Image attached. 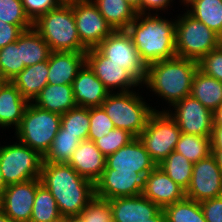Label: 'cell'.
<instances>
[{
    "instance_id": "6da1fadb",
    "label": "cell",
    "mask_w": 222,
    "mask_h": 222,
    "mask_svg": "<svg viewBox=\"0 0 222 222\" xmlns=\"http://www.w3.org/2000/svg\"><path fill=\"white\" fill-rule=\"evenodd\" d=\"M39 178L55 198L62 215H79L95 196L94 183L68 164L42 162Z\"/></svg>"
},
{
    "instance_id": "7a4b0ae2",
    "label": "cell",
    "mask_w": 222,
    "mask_h": 222,
    "mask_svg": "<svg viewBox=\"0 0 222 222\" xmlns=\"http://www.w3.org/2000/svg\"><path fill=\"white\" fill-rule=\"evenodd\" d=\"M154 14H137L126 29L147 66L176 56V20Z\"/></svg>"
},
{
    "instance_id": "3957f363",
    "label": "cell",
    "mask_w": 222,
    "mask_h": 222,
    "mask_svg": "<svg viewBox=\"0 0 222 222\" xmlns=\"http://www.w3.org/2000/svg\"><path fill=\"white\" fill-rule=\"evenodd\" d=\"M197 70L198 61L175 56L149 64L142 85L172 106L190 96L193 77Z\"/></svg>"
},
{
    "instance_id": "277c9868",
    "label": "cell",
    "mask_w": 222,
    "mask_h": 222,
    "mask_svg": "<svg viewBox=\"0 0 222 222\" xmlns=\"http://www.w3.org/2000/svg\"><path fill=\"white\" fill-rule=\"evenodd\" d=\"M33 28L41 35L51 51L87 52L81 44L73 14V0L39 16Z\"/></svg>"
},
{
    "instance_id": "5b68a950",
    "label": "cell",
    "mask_w": 222,
    "mask_h": 222,
    "mask_svg": "<svg viewBox=\"0 0 222 222\" xmlns=\"http://www.w3.org/2000/svg\"><path fill=\"white\" fill-rule=\"evenodd\" d=\"M101 107L116 128L126 130L134 137H139L156 111L135 91L110 93Z\"/></svg>"
},
{
    "instance_id": "8992f818",
    "label": "cell",
    "mask_w": 222,
    "mask_h": 222,
    "mask_svg": "<svg viewBox=\"0 0 222 222\" xmlns=\"http://www.w3.org/2000/svg\"><path fill=\"white\" fill-rule=\"evenodd\" d=\"M60 126L61 115L43 110L29 102L15 135L18 141L36 150L43 157L50 149Z\"/></svg>"
},
{
    "instance_id": "52a82bcc",
    "label": "cell",
    "mask_w": 222,
    "mask_h": 222,
    "mask_svg": "<svg viewBox=\"0 0 222 222\" xmlns=\"http://www.w3.org/2000/svg\"><path fill=\"white\" fill-rule=\"evenodd\" d=\"M176 56L199 61L220 46L219 35L187 11L176 19Z\"/></svg>"
},
{
    "instance_id": "ba28073f",
    "label": "cell",
    "mask_w": 222,
    "mask_h": 222,
    "mask_svg": "<svg viewBox=\"0 0 222 222\" xmlns=\"http://www.w3.org/2000/svg\"><path fill=\"white\" fill-rule=\"evenodd\" d=\"M181 133L175 120L162 108L152 113L138 138L158 165L175 150Z\"/></svg>"
},
{
    "instance_id": "9c48e42d",
    "label": "cell",
    "mask_w": 222,
    "mask_h": 222,
    "mask_svg": "<svg viewBox=\"0 0 222 222\" xmlns=\"http://www.w3.org/2000/svg\"><path fill=\"white\" fill-rule=\"evenodd\" d=\"M17 142L0 146L1 172L7 186L40 177L43 157L36 150Z\"/></svg>"
},
{
    "instance_id": "30bf717a",
    "label": "cell",
    "mask_w": 222,
    "mask_h": 222,
    "mask_svg": "<svg viewBox=\"0 0 222 222\" xmlns=\"http://www.w3.org/2000/svg\"><path fill=\"white\" fill-rule=\"evenodd\" d=\"M106 58L127 70L141 85L147 65L141 59L132 37L126 30H114L96 47Z\"/></svg>"
},
{
    "instance_id": "8fae6325",
    "label": "cell",
    "mask_w": 222,
    "mask_h": 222,
    "mask_svg": "<svg viewBox=\"0 0 222 222\" xmlns=\"http://www.w3.org/2000/svg\"><path fill=\"white\" fill-rule=\"evenodd\" d=\"M73 14L81 44L96 48L113 31L92 0H73Z\"/></svg>"
},
{
    "instance_id": "7c38bea8",
    "label": "cell",
    "mask_w": 222,
    "mask_h": 222,
    "mask_svg": "<svg viewBox=\"0 0 222 222\" xmlns=\"http://www.w3.org/2000/svg\"><path fill=\"white\" fill-rule=\"evenodd\" d=\"M172 106V110L167 109L166 111L178 124L182 133L198 136L212 135L214 126L213 112L199 100L188 96Z\"/></svg>"
},
{
    "instance_id": "4fadbf2b",
    "label": "cell",
    "mask_w": 222,
    "mask_h": 222,
    "mask_svg": "<svg viewBox=\"0 0 222 222\" xmlns=\"http://www.w3.org/2000/svg\"><path fill=\"white\" fill-rule=\"evenodd\" d=\"M222 196V170L211 153L193 163V171L185 197L196 202Z\"/></svg>"
},
{
    "instance_id": "5bb4252c",
    "label": "cell",
    "mask_w": 222,
    "mask_h": 222,
    "mask_svg": "<svg viewBox=\"0 0 222 222\" xmlns=\"http://www.w3.org/2000/svg\"><path fill=\"white\" fill-rule=\"evenodd\" d=\"M144 181L143 173L117 172L106 166L100 178L94 183L95 196L105 200L138 196L143 193Z\"/></svg>"
},
{
    "instance_id": "9a60e30c",
    "label": "cell",
    "mask_w": 222,
    "mask_h": 222,
    "mask_svg": "<svg viewBox=\"0 0 222 222\" xmlns=\"http://www.w3.org/2000/svg\"><path fill=\"white\" fill-rule=\"evenodd\" d=\"M85 63L104 84L110 93L133 91L134 87L142 85L123 67L110 62L97 48H91L85 53ZM131 89V90H130Z\"/></svg>"
},
{
    "instance_id": "2e32d148",
    "label": "cell",
    "mask_w": 222,
    "mask_h": 222,
    "mask_svg": "<svg viewBox=\"0 0 222 222\" xmlns=\"http://www.w3.org/2000/svg\"><path fill=\"white\" fill-rule=\"evenodd\" d=\"M40 178L8 185L0 197V209L15 222H30Z\"/></svg>"
},
{
    "instance_id": "e0dca14e",
    "label": "cell",
    "mask_w": 222,
    "mask_h": 222,
    "mask_svg": "<svg viewBox=\"0 0 222 222\" xmlns=\"http://www.w3.org/2000/svg\"><path fill=\"white\" fill-rule=\"evenodd\" d=\"M106 166L117 172H137L145 176L157 165L138 137L106 157Z\"/></svg>"
},
{
    "instance_id": "ac0fdd59",
    "label": "cell",
    "mask_w": 222,
    "mask_h": 222,
    "mask_svg": "<svg viewBox=\"0 0 222 222\" xmlns=\"http://www.w3.org/2000/svg\"><path fill=\"white\" fill-rule=\"evenodd\" d=\"M142 195L161 209L185 197V191L159 166L145 176Z\"/></svg>"
},
{
    "instance_id": "d6986e66",
    "label": "cell",
    "mask_w": 222,
    "mask_h": 222,
    "mask_svg": "<svg viewBox=\"0 0 222 222\" xmlns=\"http://www.w3.org/2000/svg\"><path fill=\"white\" fill-rule=\"evenodd\" d=\"M113 222L149 221L161 208L142 194L132 197H119L109 200Z\"/></svg>"
},
{
    "instance_id": "ffe728a7",
    "label": "cell",
    "mask_w": 222,
    "mask_h": 222,
    "mask_svg": "<svg viewBox=\"0 0 222 222\" xmlns=\"http://www.w3.org/2000/svg\"><path fill=\"white\" fill-rule=\"evenodd\" d=\"M72 86L74 99L79 107H99L110 94L86 63L78 71Z\"/></svg>"
},
{
    "instance_id": "44dd1931",
    "label": "cell",
    "mask_w": 222,
    "mask_h": 222,
    "mask_svg": "<svg viewBox=\"0 0 222 222\" xmlns=\"http://www.w3.org/2000/svg\"><path fill=\"white\" fill-rule=\"evenodd\" d=\"M68 165L80 176L95 183L106 167V156L96 147L94 141L84 140L73 152Z\"/></svg>"
},
{
    "instance_id": "7402d4cb",
    "label": "cell",
    "mask_w": 222,
    "mask_h": 222,
    "mask_svg": "<svg viewBox=\"0 0 222 222\" xmlns=\"http://www.w3.org/2000/svg\"><path fill=\"white\" fill-rule=\"evenodd\" d=\"M85 53L52 51L48 58V84H73L85 64Z\"/></svg>"
},
{
    "instance_id": "603a6c76",
    "label": "cell",
    "mask_w": 222,
    "mask_h": 222,
    "mask_svg": "<svg viewBox=\"0 0 222 222\" xmlns=\"http://www.w3.org/2000/svg\"><path fill=\"white\" fill-rule=\"evenodd\" d=\"M28 103L17 87L11 81H6L0 89V127L9 129L15 126L16 130Z\"/></svg>"
},
{
    "instance_id": "cb8c5ba5",
    "label": "cell",
    "mask_w": 222,
    "mask_h": 222,
    "mask_svg": "<svg viewBox=\"0 0 222 222\" xmlns=\"http://www.w3.org/2000/svg\"><path fill=\"white\" fill-rule=\"evenodd\" d=\"M31 103L59 115L77 107L72 84H47Z\"/></svg>"
},
{
    "instance_id": "d4e9b609",
    "label": "cell",
    "mask_w": 222,
    "mask_h": 222,
    "mask_svg": "<svg viewBox=\"0 0 222 222\" xmlns=\"http://www.w3.org/2000/svg\"><path fill=\"white\" fill-rule=\"evenodd\" d=\"M48 60L25 67L11 82L20 91L23 98L32 102L48 84Z\"/></svg>"
},
{
    "instance_id": "484cf974",
    "label": "cell",
    "mask_w": 222,
    "mask_h": 222,
    "mask_svg": "<svg viewBox=\"0 0 222 222\" xmlns=\"http://www.w3.org/2000/svg\"><path fill=\"white\" fill-rule=\"evenodd\" d=\"M190 96L214 112L222 105V81H218L198 69L193 77Z\"/></svg>"
},
{
    "instance_id": "4316f807",
    "label": "cell",
    "mask_w": 222,
    "mask_h": 222,
    "mask_svg": "<svg viewBox=\"0 0 222 222\" xmlns=\"http://www.w3.org/2000/svg\"><path fill=\"white\" fill-rule=\"evenodd\" d=\"M100 14L114 30H126L137 12L125 0H92Z\"/></svg>"
},
{
    "instance_id": "83f0119b",
    "label": "cell",
    "mask_w": 222,
    "mask_h": 222,
    "mask_svg": "<svg viewBox=\"0 0 222 222\" xmlns=\"http://www.w3.org/2000/svg\"><path fill=\"white\" fill-rule=\"evenodd\" d=\"M51 52L48 44L34 28L21 34V55L25 67L48 60Z\"/></svg>"
},
{
    "instance_id": "f1b7e54d",
    "label": "cell",
    "mask_w": 222,
    "mask_h": 222,
    "mask_svg": "<svg viewBox=\"0 0 222 222\" xmlns=\"http://www.w3.org/2000/svg\"><path fill=\"white\" fill-rule=\"evenodd\" d=\"M186 11L218 35L222 32V0H195Z\"/></svg>"
},
{
    "instance_id": "f546056e",
    "label": "cell",
    "mask_w": 222,
    "mask_h": 222,
    "mask_svg": "<svg viewBox=\"0 0 222 222\" xmlns=\"http://www.w3.org/2000/svg\"><path fill=\"white\" fill-rule=\"evenodd\" d=\"M81 143L77 135L65 133V129L60 126L50 149L43 156V162L55 164H68L73 152Z\"/></svg>"
},
{
    "instance_id": "4dcf8cb0",
    "label": "cell",
    "mask_w": 222,
    "mask_h": 222,
    "mask_svg": "<svg viewBox=\"0 0 222 222\" xmlns=\"http://www.w3.org/2000/svg\"><path fill=\"white\" fill-rule=\"evenodd\" d=\"M157 166L186 192L193 171V163L190 160L173 151Z\"/></svg>"
},
{
    "instance_id": "1f68e13d",
    "label": "cell",
    "mask_w": 222,
    "mask_h": 222,
    "mask_svg": "<svg viewBox=\"0 0 222 222\" xmlns=\"http://www.w3.org/2000/svg\"><path fill=\"white\" fill-rule=\"evenodd\" d=\"M166 222H206L200 202L184 197L163 208Z\"/></svg>"
},
{
    "instance_id": "d6a6232c",
    "label": "cell",
    "mask_w": 222,
    "mask_h": 222,
    "mask_svg": "<svg viewBox=\"0 0 222 222\" xmlns=\"http://www.w3.org/2000/svg\"><path fill=\"white\" fill-rule=\"evenodd\" d=\"M174 151L181 153L192 163H196L212 153L211 136L181 133Z\"/></svg>"
},
{
    "instance_id": "836d02e7",
    "label": "cell",
    "mask_w": 222,
    "mask_h": 222,
    "mask_svg": "<svg viewBox=\"0 0 222 222\" xmlns=\"http://www.w3.org/2000/svg\"><path fill=\"white\" fill-rule=\"evenodd\" d=\"M25 65L21 55V35L18 40L0 49V78L11 81Z\"/></svg>"
},
{
    "instance_id": "e575fe53",
    "label": "cell",
    "mask_w": 222,
    "mask_h": 222,
    "mask_svg": "<svg viewBox=\"0 0 222 222\" xmlns=\"http://www.w3.org/2000/svg\"><path fill=\"white\" fill-rule=\"evenodd\" d=\"M60 214L55 198L42 184L37 188L30 222H50Z\"/></svg>"
},
{
    "instance_id": "d590c367",
    "label": "cell",
    "mask_w": 222,
    "mask_h": 222,
    "mask_svg": "<svg viewBox=\"0 0 222 222\" xmlns=\"http://www.w3.org/2000/svg\"><path fill=\"white\" fill-rule=\"evenodd\" d=\"M61 126L65 129V133L77 135L81 140H87L90 120L89 108L75 107L61 115Z\"/></svg>"
},
{
    "instance_id": "8d00e7d4",
    "label": "cell",
    "mask_w": 222,
    "mask_h": 222,
    "mask_svg": "<svg viewBox=\"0 0 222 222\" xmlns=\"http://www.w3.org/2000/svg\"><path fill=\"white\" fill-rule=\"evenodd\" d=\"M0 20L18 25L23 31L33 28V22L26 15L21 0H0Z\"/></svg>"
},
{
    "instance_id": "74e56055",
    "label": "cell",
    "mask_w": 222,
    "mask_h": 222,
    "mask_svg": "<svg viewBox=\"0 0 222 222\" xmlns=\"http://www.w3.org/2000/svg\"><path fill=\"white\" fill-rule=\"evenodd\" d=\"M89 120L90 128L87 140L90 141L95 142L116 128L101 106L89 108Z\"/></svg>"
},
{
    "instance_id": "f35d334b",
    "label": "cell",
    "mask_w": 222,
    "mask_h": 222,
    "mask_svg": "<svg viewBox=\"0 0 222 222\" xmlns=\"http://www.w3.org/2000/svg\"><path fill=\"white\" fill-rule=\"evenodd\" d=\"M134 138L135 137L128 131L115 128L107 135L97 139L94 143L96 147L107 157L108 155L115 153L121 147H124Z\"/></svg>"
},
{
    "instance_id": "ab89813d",
    "label": "cell",
    "mask_w": 222,
    "mask_h": 222,
    "mask_svg": "<svg viewBox=\"0 0 222 222\" xmlns=\"http://www.w3.org/2000/svg\"><path fill=\"white\" fill-rule=\"evenodd\" d=\"M80 215L86 222H113L109 200L101 199L96 196L87 204Z\"/></svg>"
},
{
    "instance_id": "60d3db41",
    "label": "cell",
    "mask_w": 222,
    "mask_h": 222,
    "mask_svg": "<svg viewBox=\"0 0 222 222\" xmlns=\"http://www.w3.org/2000/svg\"><path fill=\"white\" fill-rule=\"evenodd\" d=\"M198 69L204 74L222 81V46L211 50L198 61Z\"/></svg>"
},
{
    "instance_id": "b9f144b4",
    "label": "cell",
    "mask_w": 222,
    "mask_h": 222,
    "mask_svg": "<svg viewBox=\"0 0 222 222\" xmlns=\"http://www.w3.org/2000/svg\"><path fill=\"white\" fill-rule=\"evenodd\" d=\"M65 1L66 0H21L24 11L32 22L42 14L57 8Z\"/></svg>"
},
{
    "instance_id": "7bdbcfd3",
    "label": "cell",
    "mask_w": 222,
    "mask_h": 222,
    "mask_svg": "<svg viewBox=\"0 0 222 222\" xmlns=\"http://www.w3.org/2000/svg\"><path fill=\"white\" fill-rule=\"evenodd\" d=\"M206 222H222V196L200 202Z\"/></svg>"
},
{
    "instance_id": "ee69618b",
    "label": "cell",
    "mask_w": 222,
    "mask_h": 222,
    "mask_svg": "<svg viewBox=\"0 0 222 222\" xmlns=\"http://www.w3.org/2000/svg\"><path fill=\"white\" fill-rule=\"evenodd\" d=\"M23 32L18 25L4 23L0 20V49L17 41Z\"/></svg>"
},
{
    "instance_id": "f6af8a7d",
    "label": "cell",
    "mask_w": 222,
    "mask_h": 222,
    "mask_svg": "<svg viewBox=\"0 0 222 222\" xmlns=\"http://www.w3.org/2000/svg\"><path fill=\"white\" fill-rule=\"evenodd\" d=\"M173 0H141V14H151V10L154 12L156 10L163 11L168 9ZM149 11V12H148Z\"/></svg>"
},
{
    "instance_id": "bcb514c9",
    "label": "cell",
    "mask_w": 222,
    "mask_h": 222,
    "mask_svg": "<svg viewBox=\"0 0 222 222\" xmlns=\"http://www.w3.org/2000/svg\"><path fill=\"white\" fill-rule=\"evenodd\" d=\"M211 150H222V125H214L211 135Z\"/></svg>"
},
{
    "instance_id": "7dc6e473",
    "label": "cell",
    "mask_w": 222,
    "mask_h": 222,
    "mask_svg": "<svg viewBox=\"0 0 222 222\" xmlns=\"http://www.w3.org/2000/svg\"><path fill=\"white\" fill-rule=\"evenodd\" d=\"M214 125H222V105L213 112Z\"/></svg>"
},
{
    "instance_id": "c3c4849f",
    "label": "cell",
    "mask_w": 222,
    "mask_h": 222,
    "mask_svg": "<svg viewBox=\"0 0 222 222\" xmlns=\"http://www.w3.org/2000/svg\"><path fill=\"white\" fill-rule=\"evenodd\" d=\"M142 222H166L163 209H161L154 217L150 218L149 221Z\"/></svg>"
},
{
    "instance_id": "681fc988",
    "label": "cell",
    "mask_w": 222,
    "mask_h": 222,
    "mask_svg": "<svg viewBox=\"0 0 222 222\" xmlns=\"http://www.w3.org/2000/svg\"><path fill=\"white\" fill-rule=\"evenodd\" d=\"M125 1L136 10L137 14H141V0H125Z\"/></svg>"
},
{
    "instance_id": "f907efd6",
    "label": "cell",
    "mask_w": 222,
    "mask_h": 222,
    "mask_svg": "<svg viewBox=\"0 0 222 222\" xmlns=\"http://www.w3.org/2000/svg\"><path fill=\"white\" fill-rule=\"evenodd\" d=\"M212 154L216 158L217 164L222 170V150H212Z\"/></svg>"
},
{
    "instance_id": "816d5d0a",
    "label": "cell",
    "mask_w": 222,
    "mask_h": 222,
    "mask_svg": "<svg viewBox=\"0 0 222 222\" xmlns=\"http://www.w3.org/2000/svg\"><path fill=\"white\" fill-rule=\"evenodd\" d=\"M68 222H86L85 219L79 215L68 216Z\"/></svg>"
},
{
    "instance_id": "f5cc1de1",
    "label": "cell",
    "mask_w": 222,
    "mask_h": 222,
    "mask_svg": "<svg viewBox=\"0 0 222 222\" xmlns=\"http://www.w3.org/2000/svg\"><path fill=\"white\" fill-rule=\"evenodd\" d=\"M6 187H7V185L5 184V181L3 179L2 172H1V166H0V197L2 196L3 191L5 190Z\"/></svg>"
},
{
    "instance_id": "db71d44e",
    "label": "cell",
    "mask_w": 222,
    "mask_h": 222,
    "mask_svg": "<svg viewBox=\"0 0 222 222\" xmlns=\"http://www.w3.org/2000/svg\"><path fill=\"white\" fill-rule=\"evenodd\" d=\"M0 222H15L0 209Z\"/></svg>"
},
{
    "instance_id": "11a10c76",
    "label": "cell",
    "mask_w": 222,
    "mask_h": 222,
    "mask_svg": "<svg viewBox=\"0 0 222 222\" xmlns=\"http://www.w3.org/2000/svg\"><path fill=\"white\" fill-rule=\"evenodd\" d=\"M50 222H68V216L61 214L58 217L51 220Z\"/></svg>"
},
{
    "instance_id": "9f6ffc18",
    "label": "cell",
    "mask_w": 222,
    "mask_h": 222,
    "mask_svg": "<svg viewBox=\"0 0 222 222\" xmlns=\"http://www.w3.org/2000/svg\"><path fill=\"white\" fill-rule=\"evenodd\" d=\"M180 1H182L181 3H183L185 7H186V6L188 7V6L191 5L195 0H180Z\"/></svg>"
},
{
    "instance_id": "6f0895ef",
    "label": "cell",
    "mask_w": 222,
    "mask_h": 222,
    "mask_svg": "<svg viewBox=\"0 0 222 222\" xmlns=\"http://www.w3.org/2000/svg\"><path fill=\"white\" fill-rule=\"evenodd\" d=\"M5 82H6V80L0 78V89Z\"/></svg>"
},
{
    "instance_id": "680465c9",
    "label": "cell",
    "mask_w": 222,
    "mask_h": 222,
    "mask_svg": "<svg viewBox=\"0 0 222 222\" xmlns=\"http://www.w3.org/2000/svg\"><path fill=\"white\" fill-rule=\"evenodd\" d=\"M219 42H220V45L222 46V32L219 35Z\"/></svg>"
}]
</instances>
